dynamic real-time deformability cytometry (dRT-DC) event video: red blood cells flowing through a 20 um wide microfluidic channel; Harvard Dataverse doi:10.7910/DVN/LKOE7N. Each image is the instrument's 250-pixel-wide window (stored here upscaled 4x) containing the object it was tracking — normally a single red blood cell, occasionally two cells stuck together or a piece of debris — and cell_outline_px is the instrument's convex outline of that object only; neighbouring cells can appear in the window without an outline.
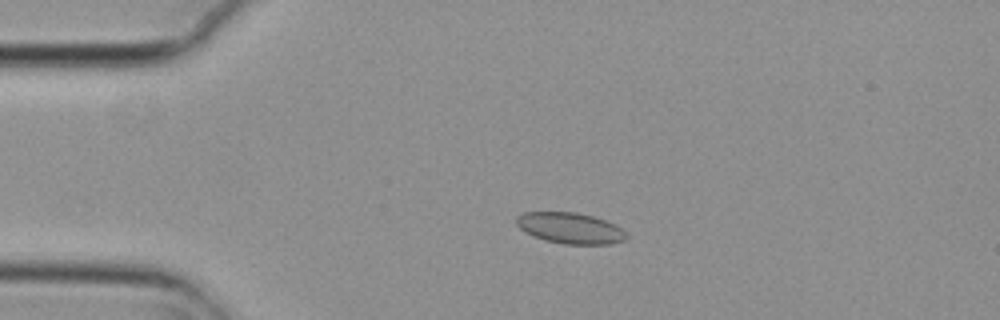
{"species": "common noctule bat (a hibernating species)", "species_latin": "Nyctalus noctula", "temperature_condition": "cold", "stored_images_in_passage": 4, "camera_frame_rate_fps": 3000, "um_per_image_px": 0.085, "animal": {"sex": "female", "body_mass_g": 29.2, "forearm_length_mm": 56.3}, "frame": {"image": 1, "passage_image": 3, "time_ms": 0.667, "image_size_px": [1000, 320], "cell_outline_px": [[628, 236], [624, 240], [612, 244], [564, 244], [544, 240], [532, 236], [524, 232], [516, 224], [516, 216], [524, 212], [576, 212], [592, 216], [616, 224], [628, 232]], "centroid_in_image_um": [48.48, 19.39], "position_along_channel_um": 36.5, "area_um2": 20.11}}